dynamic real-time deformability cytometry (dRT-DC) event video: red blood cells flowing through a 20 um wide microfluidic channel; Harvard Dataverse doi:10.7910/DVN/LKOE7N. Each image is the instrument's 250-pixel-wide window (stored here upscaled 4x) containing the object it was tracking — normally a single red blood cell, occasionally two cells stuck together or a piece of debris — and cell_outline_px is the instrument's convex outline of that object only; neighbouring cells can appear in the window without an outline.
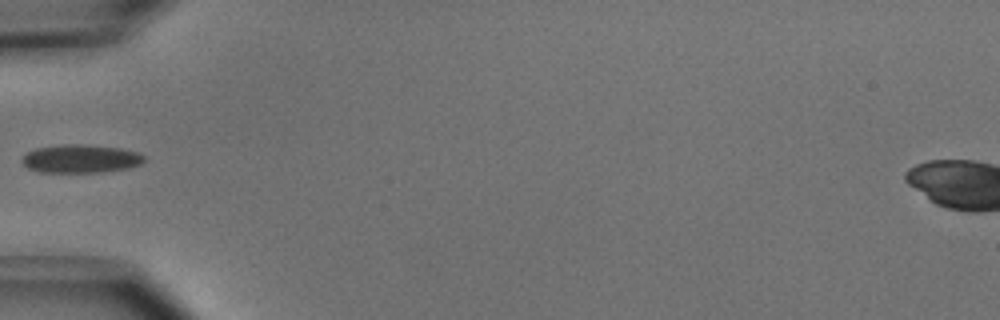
{"species": "common noctule bat (a hibernating species)", "species_latin": "Nyctalus noctula", "temperature_condition": "cold", "stored_images_in_passage": 34, "camera_frame_rate_fps": 3000, "um_per_image_px": 0.085, "animal": {"sex": "male", "body_mass_g": 15.6}, "frame": {"image": 1, "passage_image": 1, "time_ms": 0.0, "image_size_px": [1000, 320], "cell_outline_px": [[144, 160], [140, 164], [128, 168], [100, 172], [40, 172], [28, 168], [20, 160], [28, 152], [36, 148], [64, 144], [84, 144], [120, 148], [136, 152], [144, 156]], "centroid_in_image_um": [6.84, 13.49], "position_along_channel_um": 78.2, "area_um2": 20.0}}
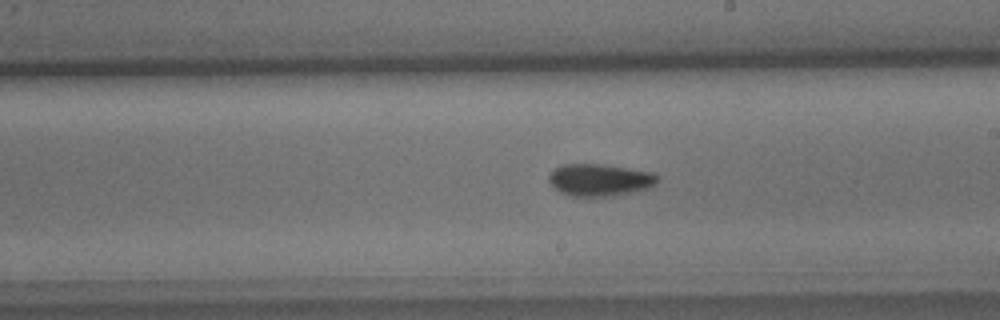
{"frame": {"image": 2, "passage_image": 13, "time_ms": 4.0, "image_size_px": [1000, 320], "cell_outline_px": [[660, 176], [656, 184], [644, 188], [612, 196], [572, 196], [560, 192], [548, 180], [548, 176], [560, 164], [604, 164], [652, 172]], "centroid_in_image_um": [50.97, 15.27], "position_along_channel_um": 238.0, "area_um2": 20.11}}
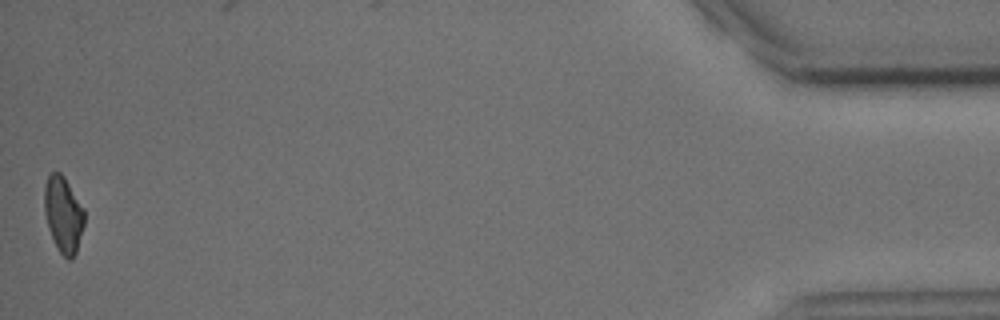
{"frame": {"image": 3, "passage_image": 34, "time_ms": 11.0, "image_size_px": [1000, 320], "cell_outline_px": [[84, 224], [76, 252], [72, 260], [68, 260], [60, 252], [48, 228], [44, 212], [44, 188], [48, 176], [52, 172], [60, 172], [64, 176], [84, 208]], "centroid_in_image_um": [5.38, 18.21], "position_along_channel_um": 429.8, "area_um2": 17.63}}